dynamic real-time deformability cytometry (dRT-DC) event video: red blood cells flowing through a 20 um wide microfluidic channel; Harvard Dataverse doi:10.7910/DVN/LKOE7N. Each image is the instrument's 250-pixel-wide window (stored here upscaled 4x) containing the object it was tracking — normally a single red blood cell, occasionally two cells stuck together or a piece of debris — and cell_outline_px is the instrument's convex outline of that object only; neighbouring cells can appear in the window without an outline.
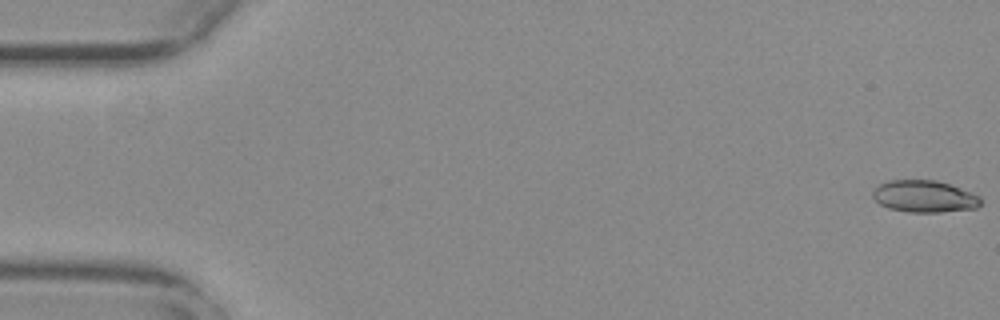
{"species": "common noctule bat (a hibernating species)", "species_latin": "Nyctalus noctula", "temperature_condition": "warm", "stored_images_in_passage": 56, "camera_frame_rate_fps": 3000, "um_per_image_px": 0.085, "animal": {"sex": "female", "body_mass_g": 29.2, "forearm_length_mm": 56.3}, "frame": {"image": 1, "passage_image": 1, "time_ms": 0.0, "image_size_px": [1000, 320], "cell_outline_px": [[980, 204], [976, 208], [940, 212], [908, 212], [888, 208], [880, 204], [872, 196], [872, 192], [880, 184], [888, 180], [936, 180], [960, 188], [980, 196]], "centroid_in_image_um": [78.55, 16.69], "position_along_channel_um": 6.5, "area_um2": 19.94}}
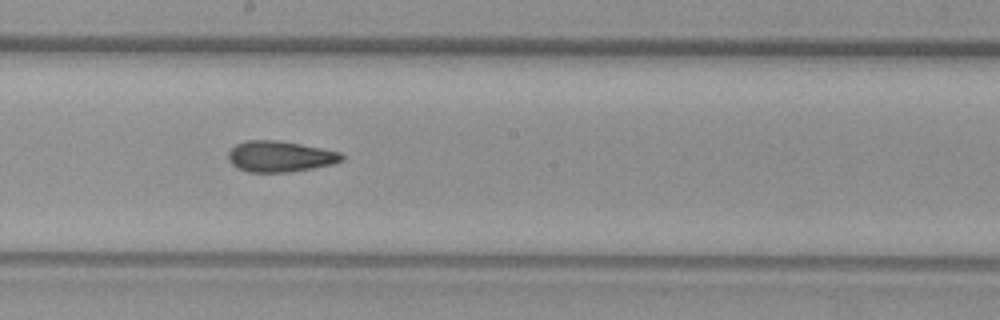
{"frame": {"image": 2, "passage_image": 31, "time_ms": 10.0, "image_size_px": [1000, 320], "cell_outline_px": [[344, 160], [332, 164], [312, 168], [288, 172], [248, 172], [236, 168], [228, 160], [228, 152], [236, 144], [244, 140], [276, 140], [300, 144], [340, 152], [344, 156]], "centroid_in_image_um": [23.77, 13.3], "position_along_channel_um": 224.4, "area_um2": 20.46}}
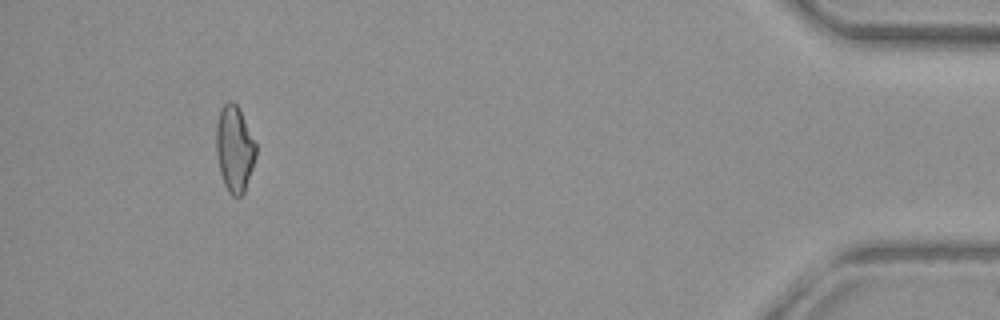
{"frame": {"image": 3, "passage_image": 52, "time_ms": 17.0, "image_size_px": [1000, 320], "cell_outline_px": [[256, 156], [244, 192], [240, 196], [232, 196], [228, 192], [224, 184], [220, 172], [216, 152], [216, 124], [220, 108], [228, 100], [232, 100], [236, 104], [256, 144]], "centroid_in_image_um": [19.91, 12.64], "position_along_channel_um": 415.3, "area_um2": 19.77}, "authors_computed_cell_mechanics": {"area_um2": 20.4612, "velocity_mm_per_s": 3.7621, "shape_relaxation_time_tau1_ms": null, "shape_relaxation_time_tau2_ms": 3.655, "deformation_change_tau1": null, "deformation_change_tau2": 0.1066}}